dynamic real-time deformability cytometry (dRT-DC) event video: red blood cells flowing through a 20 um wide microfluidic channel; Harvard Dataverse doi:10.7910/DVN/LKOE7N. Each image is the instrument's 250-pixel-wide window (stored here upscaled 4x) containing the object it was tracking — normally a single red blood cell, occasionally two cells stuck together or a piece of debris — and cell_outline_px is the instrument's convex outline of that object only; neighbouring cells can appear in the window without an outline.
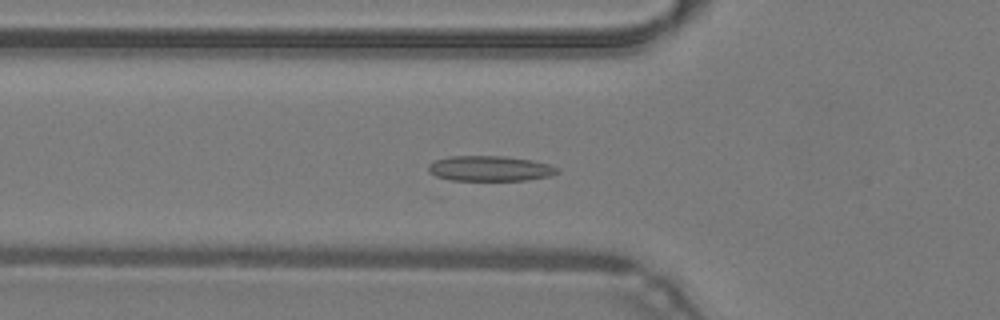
{"species": "common noctule bat (a hibernating species)", "species_latin": "Nyctalus noctula", "temperature_condition": "warm", "stored_images_in_passage": 34, "camera_frame_rate_fps": 3000, "um_per_image_px": 0.085, "animal": {"sex": "male", "body_mass_g": 19.2, "forearm_length_mm": 51.8}, "frame": {"image": 1, "passage_image": 17, "time_ms": 5.333, "image_size_px": [1000, 320], "cell_outline_px": [[560, 172], [548, 176], [528, 180], [452, 180], [436, 176], [428, 172], [428, 164], [436, 160], [448, 156], [504, 156], [532, 160], [548, 164], [560, 168]], "centroid_in_image_um": [41.65, 14.32], "position_along_channel_um": 84.2, "area_um2": 19.02}}
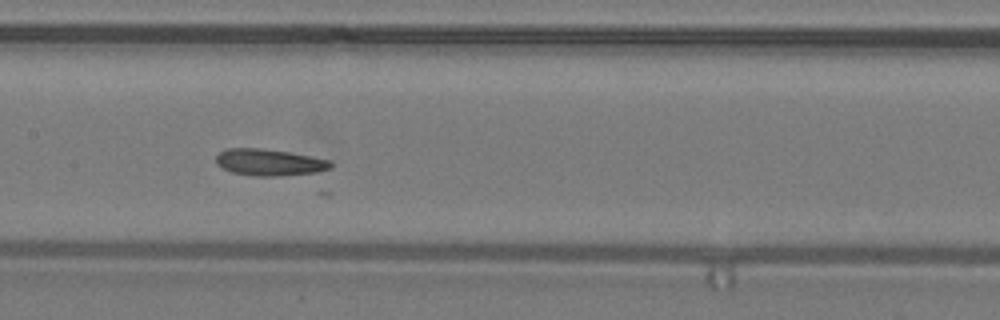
{"frame": {"image": 2, "passage_image": 24, "time_ms": 7.667, "image_size_px": [1000, 320], "cell_outline_px": [[332, 164], [328, 168], [316, 172], [280, 176], [256, 176], [232, 172], [220, 168], [216, 164], [216, 156], [220, 152], [228, 148], [260, 148], [288, 152], [332, 160]], "centroid_in_image_um": [22.85, 13.8], "position_along_channel_um": 184.5, "area_um2": 17.74}}
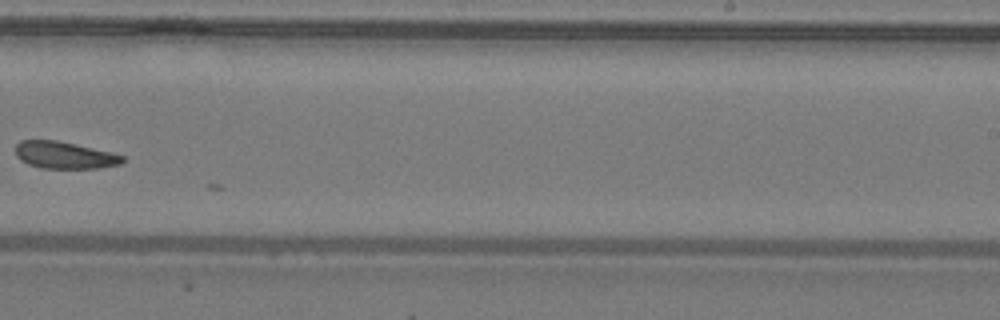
{"frame": {"image": 3, "passage_image": 31, "time_ms": 10.0, "image_size_px": [1000, 320], "cell_outline_px": [[124, 160], [120, 164], [100, 168], [40, 168], [28, 164], [20, 160], [16, 156], [16, 144], [20, 140], [56, 140], [76, 144], [112, 152], [124, 156]], "centroid_in_image_um": [5.47, 13.18], "position_along_channel_um": 283.5, "area_um2": 16.94}}